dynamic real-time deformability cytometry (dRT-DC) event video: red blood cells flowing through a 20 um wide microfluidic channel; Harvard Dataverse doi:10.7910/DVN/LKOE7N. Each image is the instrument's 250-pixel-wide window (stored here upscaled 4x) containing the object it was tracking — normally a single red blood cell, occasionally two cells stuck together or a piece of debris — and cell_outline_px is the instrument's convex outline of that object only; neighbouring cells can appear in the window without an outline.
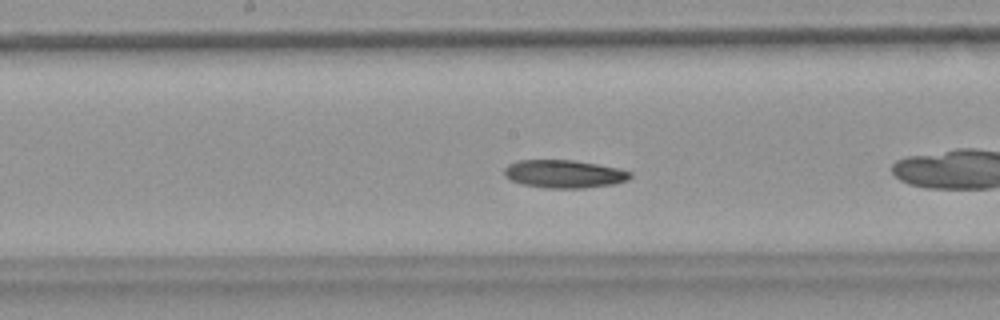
{"species": "common noctule bat (a hibernating species)", "species_latin": "Nyctalus noctula", "temperature_condition": "warm", "stored_images_in_passage": 39, "camera_frame_rate_fps": 3000, "um_per_image_px": 0.085, "animal": {"sex": "female", "body_mass_g": 18.4}, "frame": {"image": 1, "passage_image": 12, "time_ms": 3.667, "image_size_px": [1000, 320], "cell_outline_px": [[632, 176], [628, 180], [612, 184], [584, 188], [544, 188], [520, 184], [504, 176], [504, 168], [508, 164], [520, 160], [572, 160], [596, 164], [616, 168], [632, 172]], "centroid_in_image_um": [47.92, 14.79], "position_along_channel_um": 200.3, "area_um2": 20.52}}
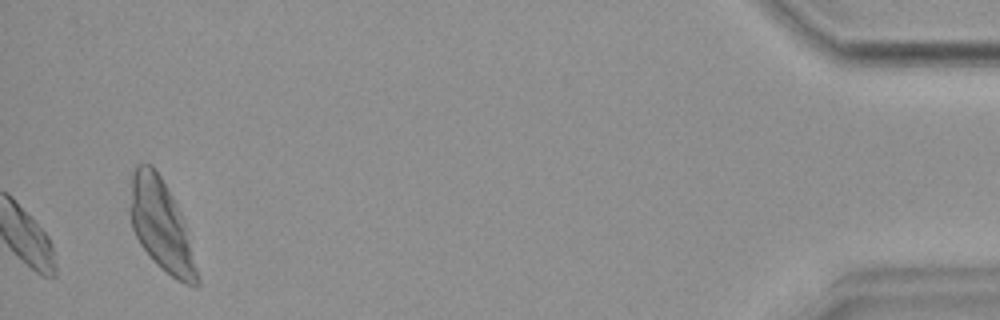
{"frame": {"image": 2, "passage_image": 39, "time_ms": 12.667, "image_size_px": [1000, 320], "cell_outline_px": [[200, 284], [196, 288], [184, 284], [176, 280], [160, 268], [152, 260], [140, 244], [132, 228], [128, 212], [128, 208], [132, 172], [136, 164], [152, 164], [160, 176], [172, 196], [184, 220], [200, 280]], "centroid_in_image_um": [13.67, 19.19], "position_along_channel_um": 421.5, "area_um2": 35.95}, "authors_computed_cell_mechanics": {"area_um2": 20.519, "velocity_mm_per_s": 3.7113, "shape_relaxation_time_tau1_ms": 3.0342, "shape_relaxation_time_tau2_ms": null, "deformation_change_tau1": 0.091, "deformation_change_tau2": null}}